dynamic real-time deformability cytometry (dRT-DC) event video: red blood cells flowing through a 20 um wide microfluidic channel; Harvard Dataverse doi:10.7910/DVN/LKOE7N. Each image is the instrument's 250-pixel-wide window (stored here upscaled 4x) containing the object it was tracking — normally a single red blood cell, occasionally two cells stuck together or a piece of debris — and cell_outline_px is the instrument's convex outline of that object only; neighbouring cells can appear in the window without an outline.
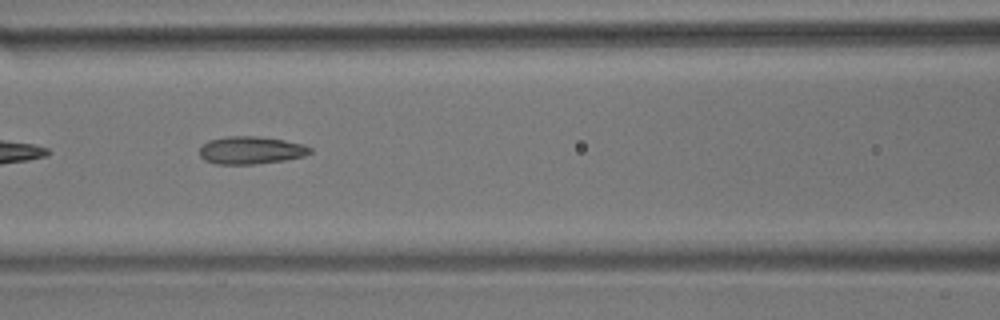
{"species": "common noctule bat (a hibernating species)", "species_latin": "Nyctalus noctula", "temperature_condition": "room temperature", "stored_images_in_passage": 8, "camera_frame_rate_fps": 3000, "um_per_image_px": 0.085, "animal": {"sex": "male", "body_mass_g": 17.9}, "frame": {"image": 1, "passage_image": 6, "time_ms": 5.667, "image_size_px": [1000, 320], "cell_outline_px": [[312, 152], [304, 156], [284, 160], [256, 164], [216, 164], [204, 160], [200, 156], [200, 148], [208, 140], [224, 136], [256, 136], [284, 140], [304, 144], [312, 148]], "centroid_in_image_um": [21.33, 12.77], "position_along_channel_um": 145.3, "area_um2": 17.92}}
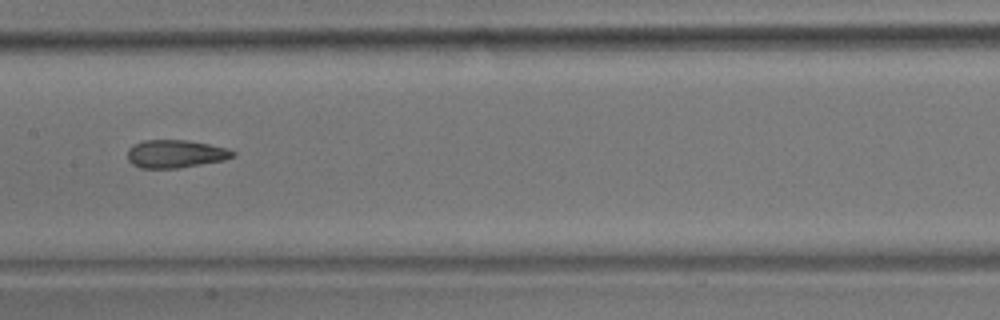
{"frame": {"image": 2, "passage_image": 7, "time_ms": 7.0, "image_size_px": [1000, 320], "cell_outline_px": [[236, 156], [224, 160], [180, 168], [140, 168], [132, 164], [128, 160], [128, 148], [132, 144], [144, 140], [188, 140], [228, 148], [236, 152]], "centroid_in_image_um": [14.92, 13.07], "position_along_channel_um": 192.5, "area_um2": 17.34}}